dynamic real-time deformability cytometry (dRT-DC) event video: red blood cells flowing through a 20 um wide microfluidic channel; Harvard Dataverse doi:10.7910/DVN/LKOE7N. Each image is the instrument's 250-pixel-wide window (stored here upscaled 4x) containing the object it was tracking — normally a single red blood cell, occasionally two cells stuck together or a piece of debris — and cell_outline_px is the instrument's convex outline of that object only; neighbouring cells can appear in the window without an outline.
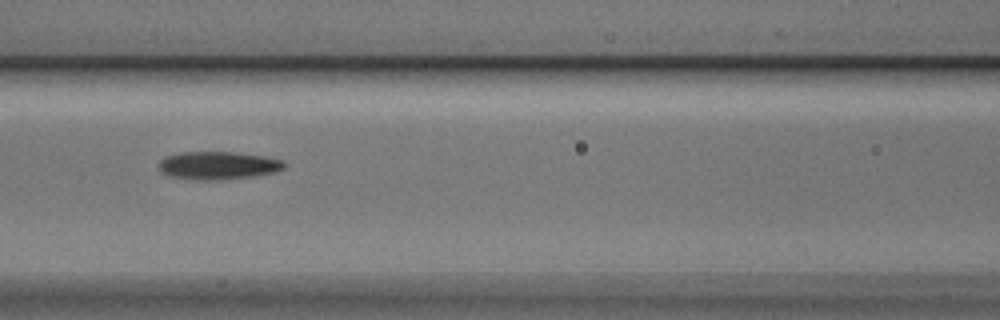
{"species": "Egyptian fruit bat (a non-hibernating species)", "species_latin": "Rousettus aegyptiacus", "temperature_condition": "cold", "stored_images_in_passage": 6, "camera_frame_rate_fps": 3000, "um_per_image_px": 0.085, "animal": {"sex": "male"}, "frame": {"image": 1, "passage_image": 4, "time_ms": 1.0, "image_size_px": [1000, 320], "cell_outline_px": [[288, 164], [284, 168], [276, 172], [256, 176], [224, 180], [188, 180], [168, 176], [160, 172], [160, 160], [164, 156], [180, 152], [232, 152], [264, 156], [280, 160]], "centroid_in_image_um": [18.51, 14.08], "position_along_channel_um": 148.1, "area_um2": 20.81}}
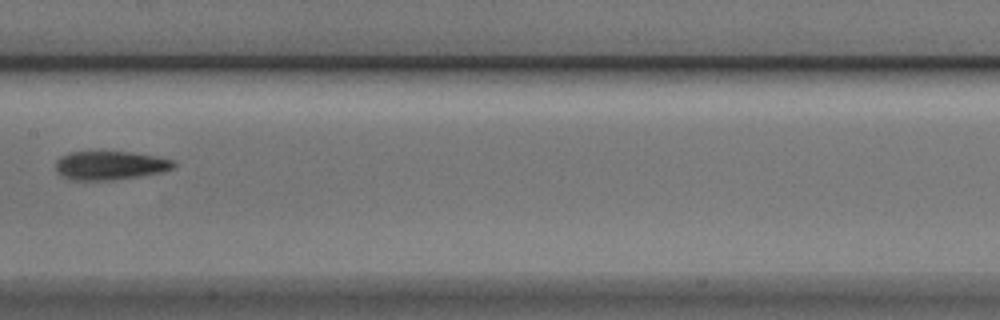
{"frame": {"image": 2, "passage_image": 5, "time_ms": 1.333, "image_size_px": [1000, 320], "cell_outline_px": [[176, 164], [172, 168], [164, 172], [140, 176], [112, 180], [72, 180], [60, 176], [56, 172], [56, 160], [60, 156], [72, 152], [128, 152], [156, 156], [176, 160]], "centroid_in_image_um": [9.36, 14.07], "position_along_channel_um": 198.0, "area_um2": 19.88}}
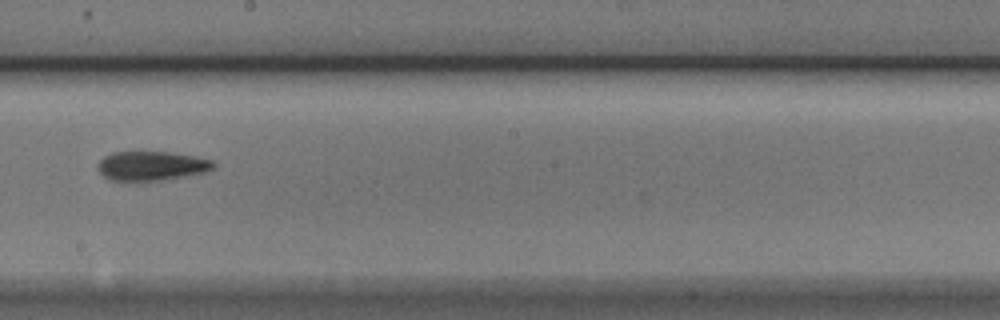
{"frame": {"image": 3, "passage_image": 6, "time_ms": 1.667, "image_size_px": [1000, 320], "cell_outline_px": [[216, 164], [212, 168], [204, 172], [188, 176], [160, 180], [112, 180], [104, 176], [100, 172], [96, 164], [104, 156], [112, 152], [132, 148], [168, 152], [192, 156], [212, 160]], "centroid_in_image_um": [12.81, 14.04], "position_along_channel_um": 235.4, "area_um2": 20.29}}